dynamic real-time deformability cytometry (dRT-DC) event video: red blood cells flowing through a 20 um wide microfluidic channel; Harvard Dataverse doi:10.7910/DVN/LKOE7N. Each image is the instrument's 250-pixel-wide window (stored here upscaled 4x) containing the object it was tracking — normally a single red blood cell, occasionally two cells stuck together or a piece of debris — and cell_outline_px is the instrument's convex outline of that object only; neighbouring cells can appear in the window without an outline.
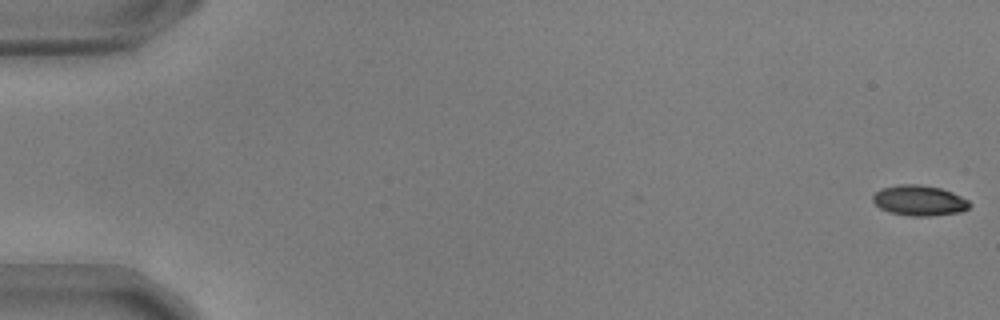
{"species": "common noctule bat (a hibernating species)", "species_latin": "Nyctalus noctula", "temperature_condition": "warm", "stored_images_in_passage": 57, "camera_frame_rate_fps": 3000, "um_per_image_px": 0.085, "animal": {"sex": "male", "body_mass_g": 17.9, "forearm_length_mm": 54.2}, "frame": {"image": 1, "passage_image": 1, "time_ms": 0.0, "image_size_px": [1000, 320], "cell_outline_px": [[972, 204], [968, 208], [960, 212], [932, 216], [912, 216], [888, 212], [880, 208], [872, 200], [872, 196], [880, 188], [900, 184], [920, 184], [940, 188], [952, 192], [968, 200]], "centroid_in_image_um": [78.13, 17.04], "position_along_channel_um": 6.9, "area_um2": 17.22}}
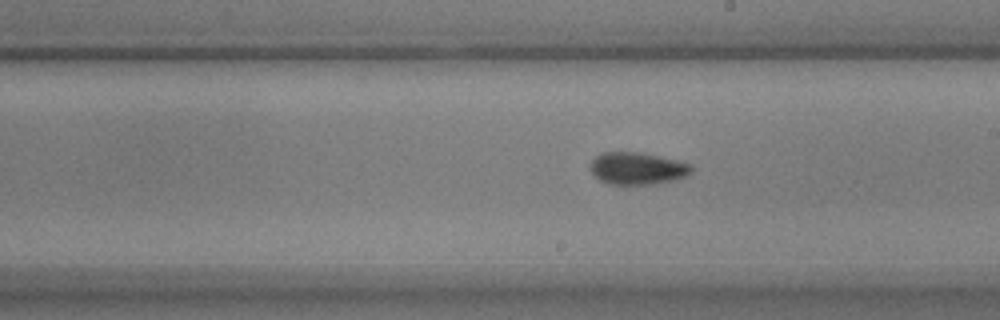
{"frame": {"image": 2, "passage_image": 33, "time_ms": 10.667, "image_size_px": [1000, 320], "cell_outline_px": [[692, 172], [688, 176], [676, 180], [656, 184], [608, 184], [600, 180], [588, 168], [588, 164], [596, 156], [604, 152], [636, 152], [676, 160], [692, 164]], "centroid_in_image_um": [54.18, 14.33], "position_along_channel_um": 234.8, "area_um2": 19.07}}
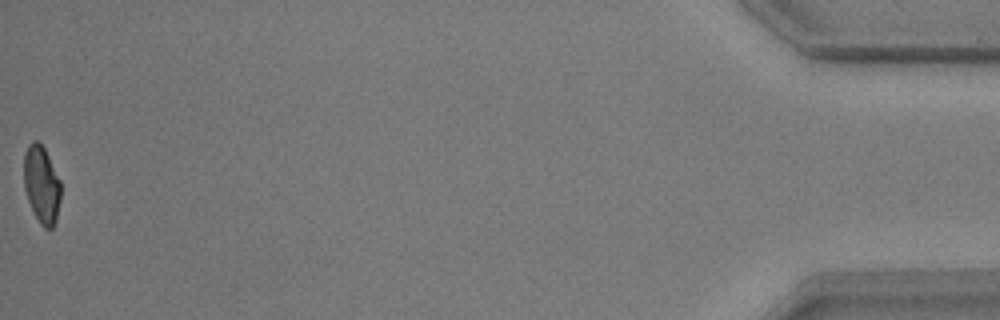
{"frame": {"image": 3, "passage_image": 57, "time_ms": 18.667, "image_size_px": [1000, 320], "cell_outline_px": [[60, 200], [56, 220], [52, 228], [44, 228], [40, 224], [28, 200], [24, 188], [24, 152], [28, 144], [32, 140], [36, 140], [44, 148], [60, 180]], "centroid_in_image_um": [3.52, 15.67], "position_along_channel_um": 431.7, "area_um2": 16.53}, "authors_computed_cell_mechanics": {"area_um2": 17.9758, "velocity_mm_per_s": 3.6138, "shape_relaxation_time_tau1_ms": 8.0067, "shape_relaxation_time_tau2_ms": 2.2573, "deformation_change_tau1": 0.1853, "deformation_change_tau2": 0.0766}}